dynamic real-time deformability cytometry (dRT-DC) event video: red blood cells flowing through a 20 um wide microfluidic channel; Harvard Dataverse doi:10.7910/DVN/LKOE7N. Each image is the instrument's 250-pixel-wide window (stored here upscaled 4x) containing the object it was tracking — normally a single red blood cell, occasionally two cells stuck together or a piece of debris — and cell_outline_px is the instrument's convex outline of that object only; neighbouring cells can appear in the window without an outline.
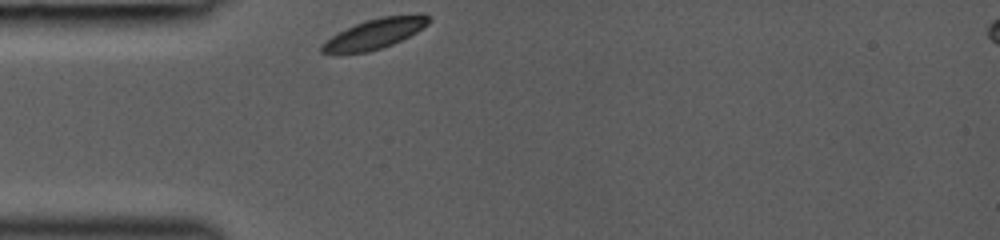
{"species": "common noctule bat (a hibernating species)", "species_latin": "Nyctalus noctula", "temperature_condition": "room temperature", "stored_images_in_passage": 27, "camera_frame_rate_fps": 3000, "um_per_image_px": 0.085, "animal": {"sex": "female", "body_mass_g": 19.0, "forearm_length_mm": 53.3}, "frame": {"image": 1, "passage_image": 1, "time_ms": 0.0, "image_size_px": [1000, 240], "cell_outline_px": [[432, 20], [428, 24], [416, 32], [392, 44], [368, 52], [332, 56], [320, 52], [320, 44], [332, 36], [356, 24], [380, 16], [432, 16]], "centroid_in_image_um": [31.73, 2.94], "position_along_channel_um": 53.3, "area_um2": 18.55}}
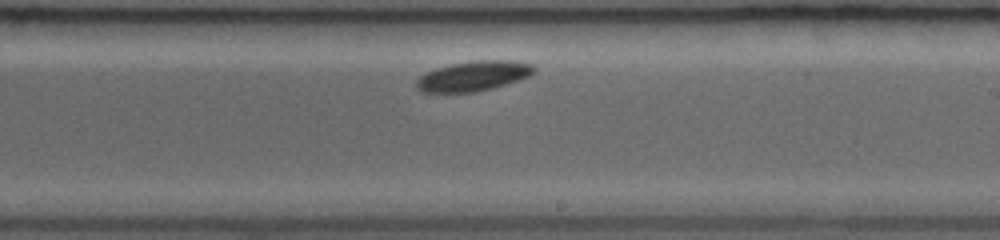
{"frame": {"image": 2, "passage_image": 16, "time_ms": 5.0, "image_size_px": [1000, 240], "cell_outline_px": [[536, 68], [528, 76], [492, 88], [476, 92], [420, 92], [416, 88], [416, 80], [420, 76], [436, 68], [452, 64], [472, 60], [512, 60], [532, 64]], "centroid_in_image_um": [40.21, 6.45], "position_along_channel_um": 248.8, "area_um2": 20.35}}
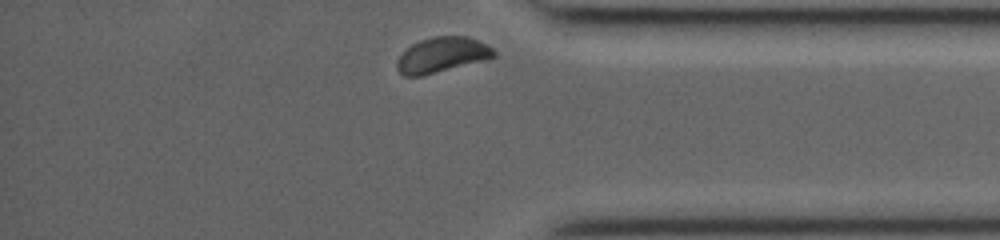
{"frame": {"image": 3, "passage_image": 27, "time_ms": 8.667, "image_size_px": [1000, 240], "cell_outline_px": [[496, 56], [484, 60], [420, 76], [404, 76], [396, 68], [396, 60], [412, 44], [420, 40], [436, 36], [468, 36], [492, 48], [496, 52]], "centroid_in_image_um": [37.55, 4.66], "position_along_channel_um": 397.7, "area_um2": 19.54}}